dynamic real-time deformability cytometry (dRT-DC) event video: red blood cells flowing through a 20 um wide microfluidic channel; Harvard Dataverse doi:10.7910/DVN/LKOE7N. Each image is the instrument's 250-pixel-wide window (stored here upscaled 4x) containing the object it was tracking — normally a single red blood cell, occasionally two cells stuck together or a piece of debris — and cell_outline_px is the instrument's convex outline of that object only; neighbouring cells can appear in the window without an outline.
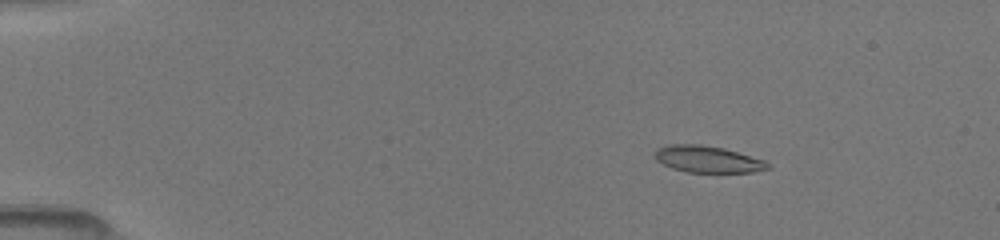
{"species": "common noctule bat (a hibernating species)", "species_latin": "Nyctalus noctula", "temperature_condition": "room temperature", "stored_images_in_passage": 25, "camera_frame_rate_fps": 3000, "um_per_image_px": 0.085, "animal": {"sex": "female", "body_mass_g": 19.5, "forearm_length_mm": 54.1}, "frame": {"image": 1, "passage_image": 12, "time_ms": 2.333, "image_size_px": [1000, 240], "cell_outline_px": [[772, 168], [752, 172], [688, 172], [672, 168], [656, 160], [656, 148], [668, 144], [700, 144], [724, 148], [764, 160], [772, 164]], "centroid_in_image_um": [60.18, 13.53], "position_along_channel_um": 24.8, "area_um2": 17.57}}
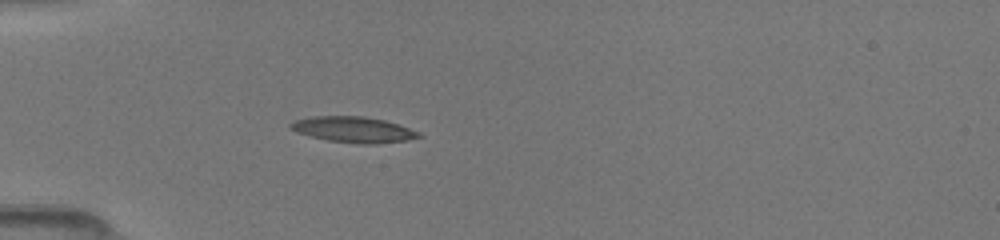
{"frame": {"image": 2, "passage_image": 22, "time_ms": 5.0, "image_size_px": [1000, 240], "cell_outline_px": [[424, 136], [408, 140], [376, 144], [360, 144], [328, 140], [296, 132], [288, 128], [288, 124], [292, 120], [312, 116], [364, 116], [384, 120], [420, 132]], "centroid_in_image_um": [30.01, 11.01], "position_along_channel_um": 55.0, "area_um2": 19.36}}